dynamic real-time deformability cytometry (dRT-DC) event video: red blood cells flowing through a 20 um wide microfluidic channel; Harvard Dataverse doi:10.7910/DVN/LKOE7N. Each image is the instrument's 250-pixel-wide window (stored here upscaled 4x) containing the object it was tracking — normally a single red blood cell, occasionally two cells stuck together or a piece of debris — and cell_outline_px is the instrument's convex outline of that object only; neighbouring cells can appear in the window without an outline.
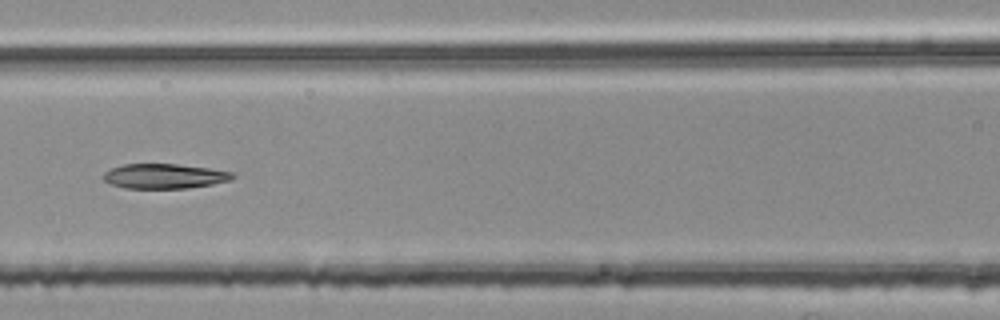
{"species": "common noctule bat (a hibernating species)", "species_latin": "Nyctalus noctula", "temperature_condition": "room temperature", "stored_images_in_passage": 6, "camera_frame_rate_fps": 3000, "um_per_image_px": 0.085, "animal": {"sex": "female", "body_mass_g": 25.1}, "frame": {"image": 1, "passage_image": 6, "time_ms": 1.667, "image_size_px": [1000, 320], "cell_outline_px": [[236, 176], [232, 180], [212, 184], [188, 188], [124, 188], [112, 184], [104, 180], [100, 176], [104, 172], [112, 168], [124, 164], [176, 164], [208, 168], [232, 172]], "centroid_in_image_um": [13.96, 14.97], "position_along_channel_um": 152.6, "area_um2": 18.67}}